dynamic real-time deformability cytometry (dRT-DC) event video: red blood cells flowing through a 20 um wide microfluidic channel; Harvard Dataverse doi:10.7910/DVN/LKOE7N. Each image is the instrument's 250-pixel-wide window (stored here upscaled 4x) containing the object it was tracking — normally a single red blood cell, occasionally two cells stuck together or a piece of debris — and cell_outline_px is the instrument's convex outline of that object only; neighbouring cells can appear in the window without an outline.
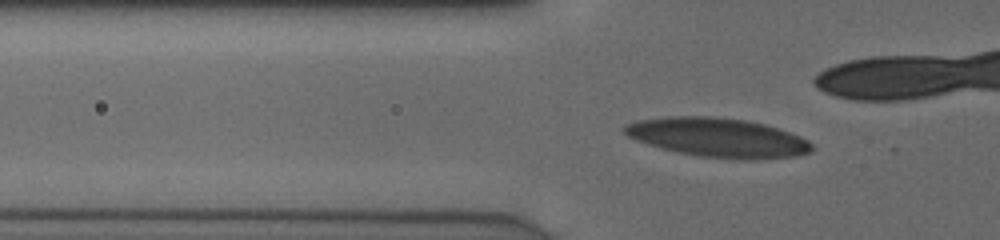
{"species": "human", "species_latin": "Homo sapiens", "temperature_condition": "cold", "stored_images_in_passage": 42, "camera_frame_rate_fps": 3000, "um_per_image_px": 0.085, "donor": {"sex": "male"}, "frame": {"image": 1, "passage_image": 14, "time_ms": 4.333, "image_size_px": [1000, 240], "cell_outline_px": [[812, 152], [796, 156], [760, 160], [740, 160], [696, 156], [648, 144], [636, 140], [628, 136], [620, 128], [624, 124], [636, 120], [668, 116], [716, 116], [744, 120], [764, 124], [800, 136], [808, 140], [812, 144]], "centroid_in_image_um": [61.01, 11.69], "position_along_channel_um": 64.8, "area_um2": 43.06}}
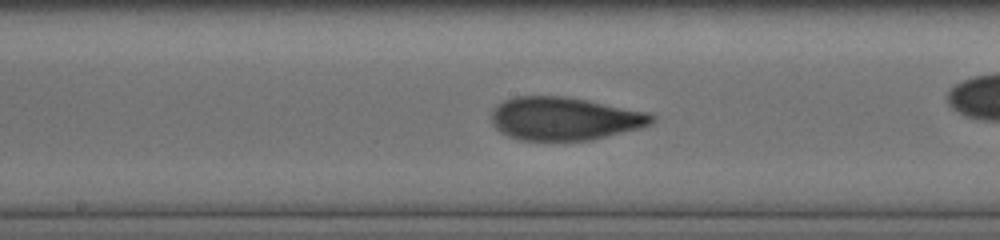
{"frame": {"image": 2, "passage_image": 25, "time_ms": 8.0, "image_size_px": [1000, 240], "cell_outline_px": [[656, 120], [652, 124], [640, 128], [592, 140], [520, 140], [508, 136], [500, 132], [492, 124], [492, 112], [496, 104], [504, 100], [516, 96], [564, 96], [648, 112], [656, 116]], "centroid_in_image_um": [47.98, 10.09], "position_along_channel_um": 200.2, "area_um2": 40.34}}
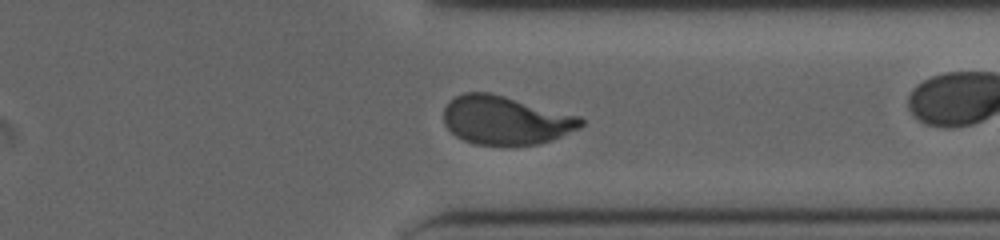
{"frame": {"image": 3, "passage_image": 38, "time_ms": 12.333, "image_size_px": [1000, 240], "cell_outline_px": [[584, 124], [580, 128], [552, 140], [536, 144], [508, 148], [476, 144], [464, 140], [456, 136], [444, 124], [444, 108], [456, 96], [464, 92], [488, 92], [504, 96], [580, 116], [584, 120]], "centroid_in_image_um": [42.99, 10.26], "position_along_channel_um": 368.4, "area_um2": 39.3}, "authors_computed_cell_mechanics": {"area_um2": 39.1306, "velocity_mm_per_s": 3.8787, "shape_relaxation_time_tau1_ms": 5.4765, "shape_relaxation_time_tau2_ms": 0.843, "deformation_change_tau1": 0.2131, "deformation_change_tau2": 0.0685}}